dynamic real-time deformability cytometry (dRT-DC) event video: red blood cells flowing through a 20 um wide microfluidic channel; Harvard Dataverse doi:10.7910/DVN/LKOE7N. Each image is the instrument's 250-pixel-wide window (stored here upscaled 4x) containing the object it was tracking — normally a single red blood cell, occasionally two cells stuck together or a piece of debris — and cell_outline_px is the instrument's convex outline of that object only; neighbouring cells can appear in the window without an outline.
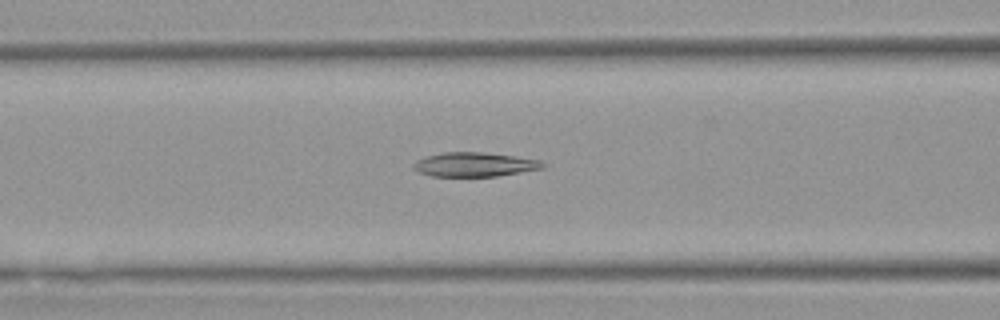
{"species": "Egyptian fruit bat (a non-hibernating species)", "species_latin": "Rousettus aegyptiacus", "temperature_condition": "warm", "stored_images_in_passage": 51, "camera_frame_rate_fps": 3000, "um_per_image_px": 0.085, "animal": {"sex": "female"}, "frame": {"image": 1, "passage_image": 20, "time_ms": 6.333, "image_size_px": [1000, 320], "cell_outline_px": [[548, 164], [544, 168], [496, 176], [432, 176], [420, 172], [412, 168], [412, 164], [416, 160], [428, 156], [444, 152], [484, 152], [540, 160]], "centroid_in_image_um": [40.34, 13.98], "position_along_channel_um": 126.3, "area_um2": 18.15}}
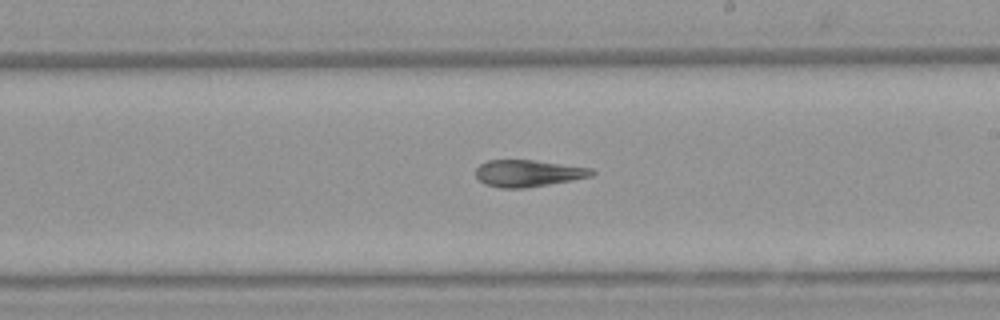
{"frame": {"image": 2, "passage_image": 29, "time_ms": 9.333, "image_size_px": [1000, 320], "cell_outline_px": [[596, 172], [592, 176], [572, 180], [524, 188], [500, 188], [484, 184], [476, 176], [476, 168], [480, 164], [488, 160], [532, 160], [592, 168]], "centroid_in_image_um": [44.88, 14.73], "position_along_channel_um": 244.1, "area_um2": 18.03}}
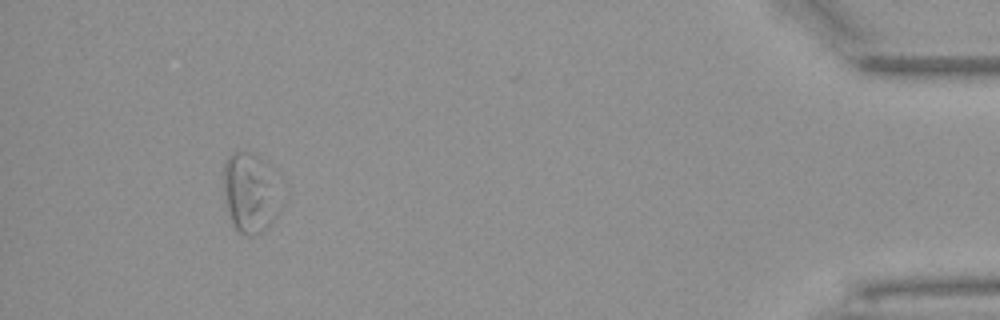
{"frame": {"image": 3, "passage_image": 47, "time_ms": 15.333, "image_size_px": [1000, 320], "cell_outline_px": [[284, 204], [280, 212], [260, 232], [252, 236], [248, 236], [240, 232], [236, 228], [228, 212], [224, 192], [224, 160], [232, 152], [252, 152], [260, 156], [268, 164]], "centroid_in_image_um": [21.29, 16.36], "position_along_channel_um": 413.9, "area_um2": 26.76}, "authors_computed_cell_mechanics": {"area_um2": 21.2126, "velocity_mm_per_s": 3.9452, "shape_relaxation_time_tau1_ms": null, "shape_relaxation_time_tau2_ms": 4.8625, "deformation_change_tau1": null, "deformation_change_tau2": 0.1299}}